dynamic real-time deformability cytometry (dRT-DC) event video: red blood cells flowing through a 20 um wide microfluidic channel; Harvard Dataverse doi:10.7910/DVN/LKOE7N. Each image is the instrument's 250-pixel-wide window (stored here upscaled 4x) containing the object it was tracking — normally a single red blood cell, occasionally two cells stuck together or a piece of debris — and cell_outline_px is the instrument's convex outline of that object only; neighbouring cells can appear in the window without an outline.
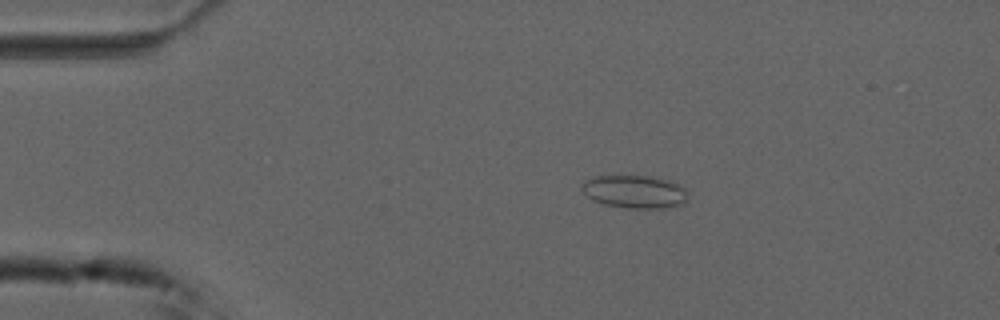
{"species": "common noctule bat (a hibernating species)", "species_latin": "Nyctalus noctula", "temperature_condition": "cold", "stored_images_in_passage": 54, "camera_frame_rate_fps": 3000, "um_per_image_px": 0.085, "animal": {"sex": "male", "forearm_length_mm": 52.5}, "frame": {"image": 1, "passage_image": 10, "time_ms": 3.0, "image_size_px": [1000, 320], "cell_outline_px": [[684, 204], [668, 208], [624, 208], [604, 204], [592, 200], [580, 188], [588, 180], [596, 176], [652, 176], [668, 180], [684, 188]], "centroid_in_image_um": [53.93, 16.31], "position_along_channel_um": 31.1, "area_um2": 20.06}}
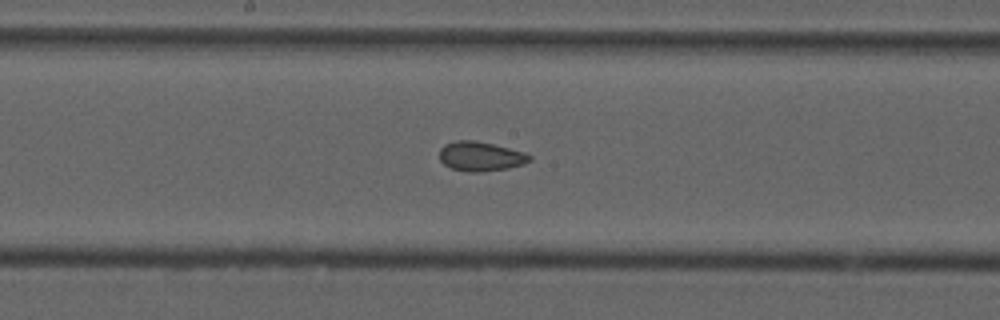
{"frame": {"image": 2, "passage_image": 28, "time_ms": 9.0, "image_size_px": [1000, 320], "cell_outline_px": [[532, 160], [524, 164], [508, 168], [480, 172], [468, 172], [452, 168], [444, 164], [440, 160], [440, 148], [444, 144], [456, 140], [472, 140], [492, 144], [524, 152], [532, 156]], "centroid_in_image_um": [40.85, 13.29], "position_along_channel_um": 207.4, "area_um2": 15.43}}
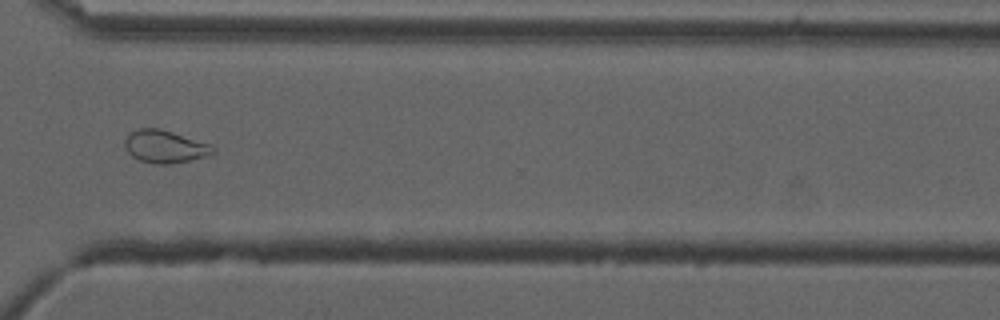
{"frame": {"image": 3, "passage_image": 40, "time_ms": 13.0, "image_size_px": [1000, 320], "cell_outline_px": [[216, 152], [204, 156], [188, 160], [168, 164], [156, 164], [140, 160], [132, 156], [124, 148], [124, 140], [132, 132], [140, 128], [160, 128], [212, 144], [216, 148]], "centroid_in_image_um": [14.03, 12.45], "position_along_channel_um": 356.6, "area_um2": 16.7}, "authors_computed_cell_mechanics": {"area_um2": 17.5134, "velocity_mm_per_s": 3.7377, "shape_relaxation_time_tau1_ms": null, "shape_relaxation_time_tau2_ms": 1.7252, "deformation_change_tau1": null, "deformation_change_tau2": 0.0405}}